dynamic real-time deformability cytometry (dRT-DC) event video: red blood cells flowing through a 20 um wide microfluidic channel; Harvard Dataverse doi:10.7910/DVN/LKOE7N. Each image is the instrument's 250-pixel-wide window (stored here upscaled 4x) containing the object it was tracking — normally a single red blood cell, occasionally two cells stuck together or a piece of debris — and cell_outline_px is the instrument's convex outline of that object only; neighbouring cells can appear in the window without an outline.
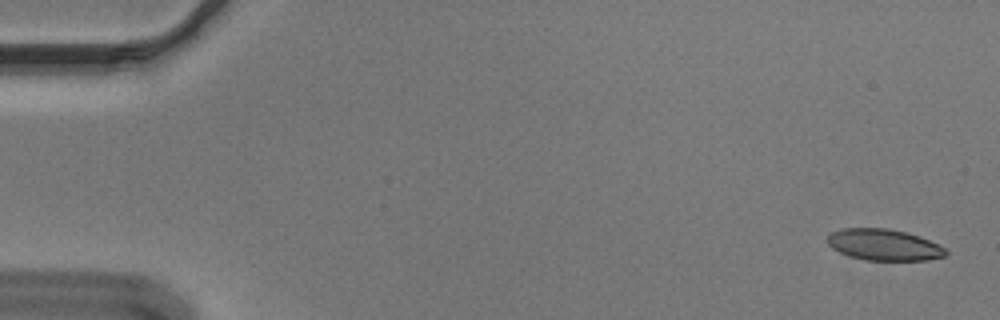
{"species": "Egyptian fruit bat (a non-hibernating species)", "species_latin": "Rousettus aegyptiacus", "temperature_condition": "cold", "stored_images_in_passage": 55, "camera_frame_rate_fps": 3000, "um_per_image_px": 0.085, "animal": {"sex": "male"}, "frame": {"image": 1, "passage_image": 2, "time_ms": 0.333, "image_size_px": [1000, 320], "cell_outline_px": [[948, 252], [944, 256], [924, 260], [864, 260], [848, 256], [832, 248], [824, 240], [832, 232], [840, 228], [888, 228], [920, 236], [940, 244]], "centroid_in_image_um": [75.1, 20.8], "position_along_channel_um": 9.9, "area_um2": 21.73}}
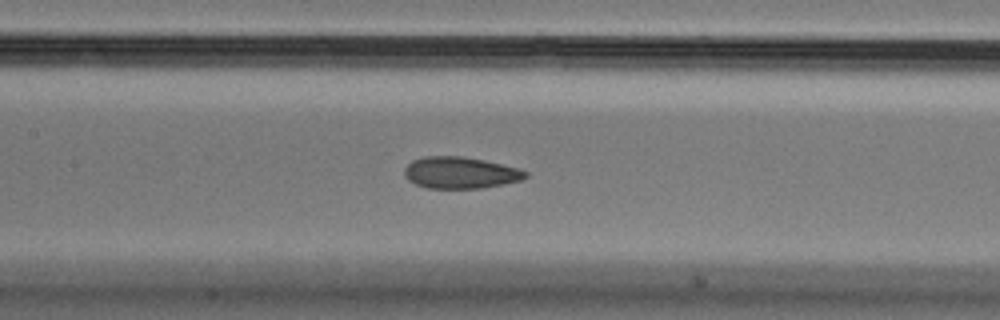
{"frame": {"image": 2, "passage_image": 26, "time_ms": 8.333, "image_size_px": [1000, 320], "cell_outline_px": [[528, 176], [520, 180], [504, 184], [484, 188], [428, 188], [416, 184], [408, 180], [404, 176], [404, 168], [412, 160], [424, 156], [464, 156], [484, 160], [520, 168], [528, 172]], "centroid_in_image_um": [39.13, 14.67], "position_along_channel_um": 168.3, "area_um2": 22.48}}
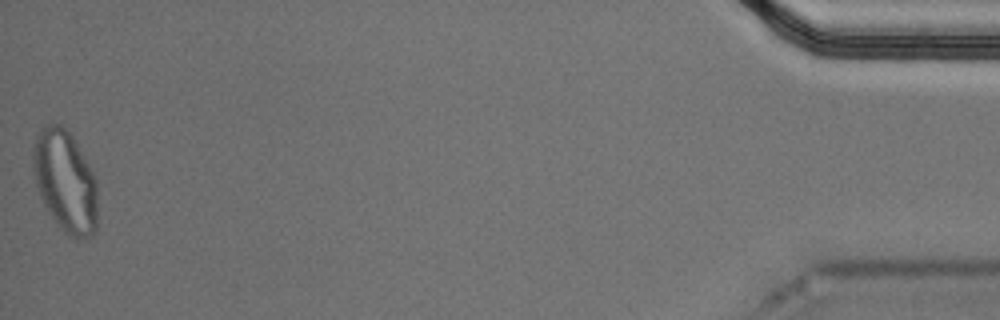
{"frame": {"image": 3, "passage_image": 55, "time_ms": 18.0, "image_size_px": [1000, 320], "cell_outline_px": [[96, 232], [92, 236], [84, 240], [68, 236], [56, 224], [48, 212], [40, 196], [36, 184], [32, 168], [32, 148], [36, 136], [40, 128], [48, 124], [60, 124], [72, 136], [96, 176]], "centroid_in_image_um": [5.53, 15.43], "position_along_channel_um": 429.7, "area_um2": 38.67}, "authors_computed_cell_mechanics": {"area_um2": 22.9466, "velocity_mm_per_s": 3.6428, "shape_relaxation_time_tau1_ms": 10.5543, "shape_relaxation_time_tau2_ms": 1.6259, "deformation_change_tau1": 0.1825, "deformation_change_tau2": 0.0628}}